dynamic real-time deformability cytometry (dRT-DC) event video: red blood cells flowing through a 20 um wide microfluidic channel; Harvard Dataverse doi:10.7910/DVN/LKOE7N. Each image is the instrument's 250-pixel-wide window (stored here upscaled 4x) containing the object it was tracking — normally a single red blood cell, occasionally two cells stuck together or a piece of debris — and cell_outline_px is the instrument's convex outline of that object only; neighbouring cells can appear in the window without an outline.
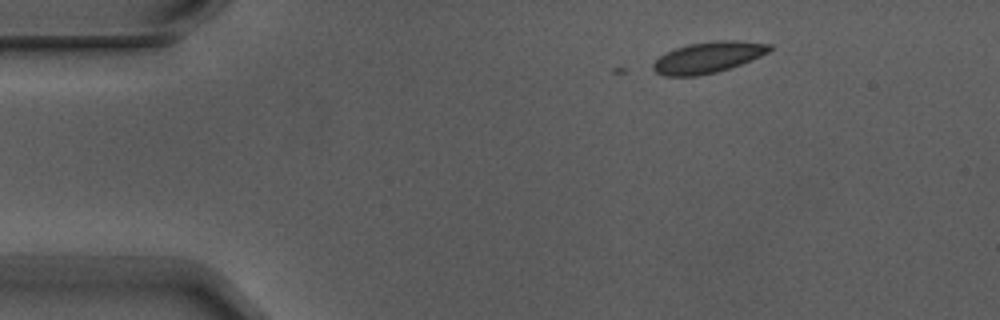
{"species": "Egyptian fruit bat (a non-hibernating species)", "species_latin": "Rousettus aegyptiacus", "temperature_condition": "warm", "stored_images_in_passage": 4, "camera_frame_rate_fps": 3000, "um_per_image_px": 0.085, "animal": {"sex": "male"}, "frame": {"image": 1, "passage_image": 2, "time_ms": 0.333, "image_size_px": [1000, 320], "cell_outline_px": [[772, 48], [768, 52], [760, 56], [740, 64], [716, 72], [696, 76], [664, 76], [656, 72], [652, 68], [652, 64], [660, 56], [676, 48], [688, 44], [716, 40], [736, 40], [772, 44]], "centroid_in_image_um": [60.18, 4.87], "position_along_channel_um": 24.8, "area_um2": 20.92}}